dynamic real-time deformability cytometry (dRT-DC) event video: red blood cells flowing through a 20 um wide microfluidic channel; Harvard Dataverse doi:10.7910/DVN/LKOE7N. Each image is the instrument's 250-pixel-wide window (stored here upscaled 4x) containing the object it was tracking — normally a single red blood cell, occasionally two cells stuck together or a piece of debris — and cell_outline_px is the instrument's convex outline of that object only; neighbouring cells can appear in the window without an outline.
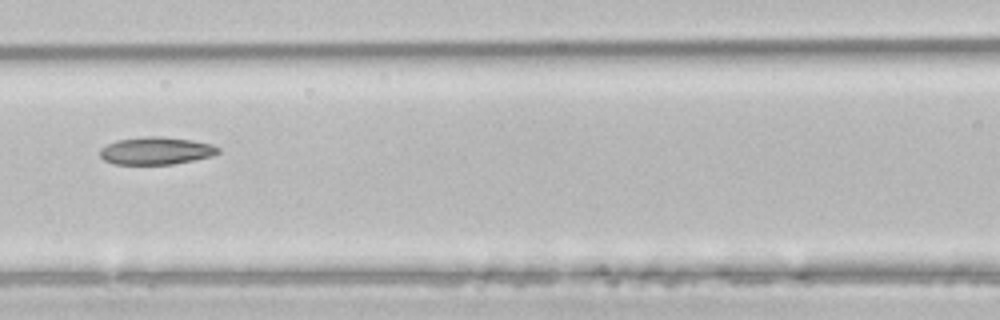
{"species": "common noctule bat (a hibernating species)", "species_latin": "Nyctalus noctula", "temperature_condition": "room temperature", "stored_images_in_passage": 5, "camera_frame_rate_fps": 3000, "um_per_image_px": 0.085, "animal": {"sex": "male", "body_mass_g": 21.5, "forearm_length_mm": 52.0}, "frame": {"image": 1, "passage_image": 5, "time_ms": 1.333, "image_size_px": [1000, 320], "cell_outline_px": [[220, 152], [212, 156], [172, 164], [116, 164], [104, 160], [100, 156], [100, 148], [116, 140], [144, 136], [160, 136], [192, 140], [212, 144], [220, 148]], "centroid_in_image_um": [13.27, 12.8], "position_along_channel_um": 153.3, "area_um2": 18.96}}